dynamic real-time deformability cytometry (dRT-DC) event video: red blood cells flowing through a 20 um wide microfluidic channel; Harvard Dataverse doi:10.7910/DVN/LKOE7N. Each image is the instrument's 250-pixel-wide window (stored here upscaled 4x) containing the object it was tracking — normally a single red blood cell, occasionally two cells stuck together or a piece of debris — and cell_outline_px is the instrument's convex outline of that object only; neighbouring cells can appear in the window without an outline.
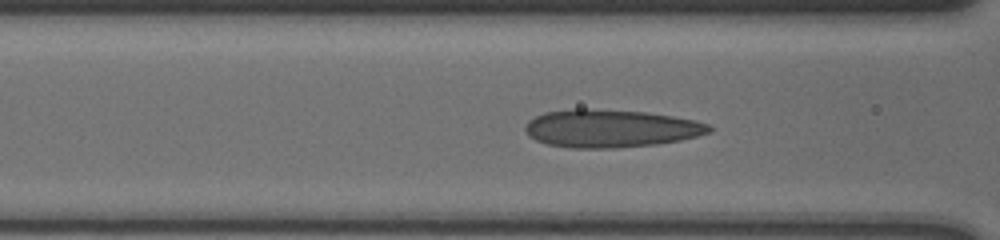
{"species": "human", "species_latin": "Homo sapiens", "temperature_condition": "cold", "stored_images_in_passage": 32, "camera_frame_rate_fps": 3000, "um_per_image_px": 0.085, "donor": {"sex": "male"}, "frame": {"image": 1, "passage_image": 6, "time_ms": 1.667, "image_size_px": [1000, 240], "cell_outline_px": [[712, 132], [680, 140], [656, 144], [616, 148], [572, 148], [544, 144], [528, 136], [524, 128], [524, 124], [528, 120], [544, 112], [576, 108], [584, 108], [644, 112], [672, 116], [696, 120], [708, 124], [712, 128]], "centroid_in_image_um": [51.86, 10.92], "position_along_channel_um": 114.7, "area_um2": 40.81}}
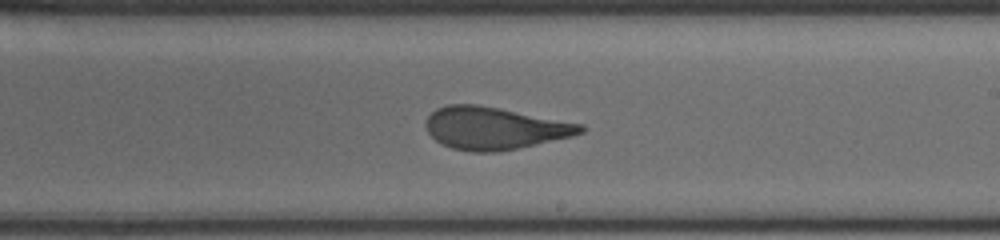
{"frame": {"image": 2, "passage_image": 17, "time_ms": 5.333, "image_size_px": [1000, 240], "cell_outline_px": [[584, 132], [572, 136], [516, 148], [496, 152], [472, 152], [452, 148], [440, 144], [428, 132], [424, 124], [424, 120], [436, 108], [448, 104], [476, 104], [500, 108], [584, 124]], "centroid_in_image_um": [41.99, 10.88], "position_along_channel_um": 247.0, "area_um2": 38.21}}
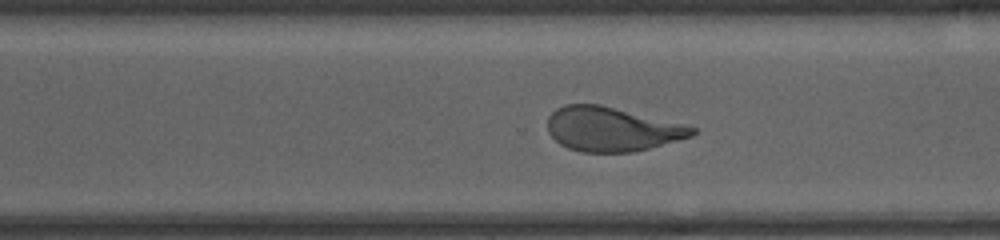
{"frame": {"image": 3, "passage_image": 23, "time_ms": 7.333, "image_size_px": [1000, 240], "cell_outline_px": [[696, 132], [692, 136], [648, 148], [632, 152], [580, 152], [568, 148], [560, 144], [548, 132], [548, 116], [556, 108], [564, 104], [600, 104], [696, 128]], "centroid_in_image_um": [51.93, 10.98], "position_along_channel_um": 318.7, "area_um2": 36.76}}